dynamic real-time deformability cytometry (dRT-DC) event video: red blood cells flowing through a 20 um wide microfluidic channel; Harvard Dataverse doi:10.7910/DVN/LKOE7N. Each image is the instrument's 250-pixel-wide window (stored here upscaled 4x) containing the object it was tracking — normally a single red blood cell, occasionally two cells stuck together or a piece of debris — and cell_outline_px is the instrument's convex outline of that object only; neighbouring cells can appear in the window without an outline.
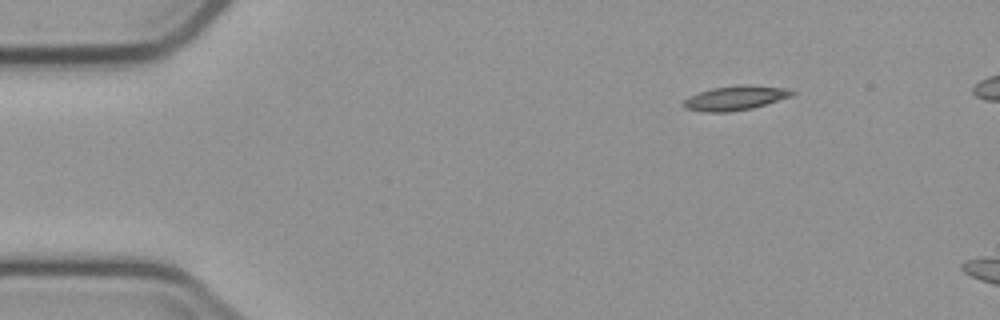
{"species": "common noctule bat (a hibernating species)", "species_latin": "Nyctalus noctula", "temperature_condition": "cold", "stored_images_in_passage": 4, "camera_frame_rate_fps": 3000, "um_per_image_px": 0.085, "animal": {"sex": "male", "body_mass_g": 23.1, "forearm_length_mm": 52.7}, "frame": {"image": 1, "passage_image": 1, "time_ms": 0.0, "image_size_px": [1000, 320], "cell_outline_px": [[796, 92], [792, 96], [752, 108], [728, 112], [704, 112], [684, 108], [680, 104], [688, 96], [712, 88], [740, 84], [752, 84], [788, 88]], "centroid_in_image_um": [62.49, 8.32], "position_along_channel_um": 22.5, "area_um2": 15.66}}